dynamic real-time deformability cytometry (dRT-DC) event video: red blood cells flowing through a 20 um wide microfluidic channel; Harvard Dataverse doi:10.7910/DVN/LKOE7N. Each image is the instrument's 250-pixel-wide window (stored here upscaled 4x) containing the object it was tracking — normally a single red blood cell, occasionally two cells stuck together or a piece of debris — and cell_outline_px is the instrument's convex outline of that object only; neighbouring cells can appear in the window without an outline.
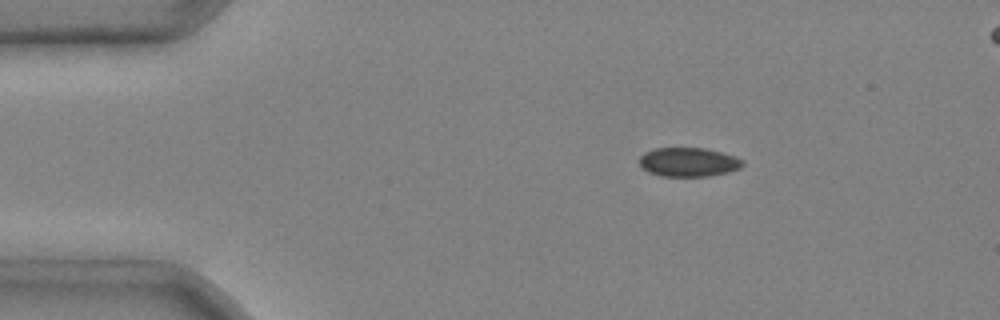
{"species": "common noctule bat (a hibernating species)", "species_latin": "Nyctalus noctula", "temperature_condition": "cold", "stored_images_in_passage": 3, "camera_frame_rate_fps": 3000, "um_per_image_px": 0.085, "animal": {"sex": "male", "body_mass_g": 20.4}, "frame": {"image": 1, "passage_image": 1, "time_ms": 0.0, "image_size_px": [1000, 320], "cell_outline_px": [[744, 164], [740, 168], [728, 172], [708, 176], [660, 176], [648, 172], [640, 164], [640, 156], [644, 152], [656, 148], [704, 148], [736, 156], [744, 160]], "centroid_in_image_um": [58.54, 13.78], "position_along_channel_um": 26.5, "area_um2": 17.46}}
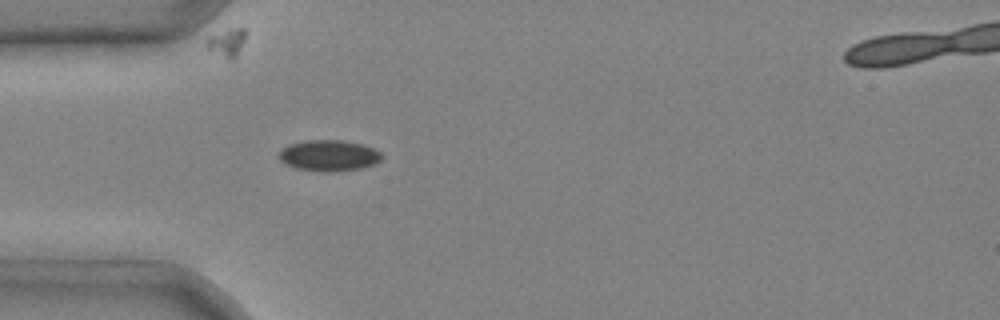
{"frame": {"image": 2, "passage_image": 2, "time_ms": 0.333, "image_size_px": [1000, 320], "cell_outline_px": [[384, 156], [376, 164], [360, 168], [336, 172], [324, 172], [296, 168], [284, 164], [280, 160], [280, 152], [288, 144], [308, 140], [340, 140], [364, 144], [380, 152]], "centroid_in_image_um": [27.98, 13.23], "position_along_channel_um": 57.0, "area_um2": 18.67}}